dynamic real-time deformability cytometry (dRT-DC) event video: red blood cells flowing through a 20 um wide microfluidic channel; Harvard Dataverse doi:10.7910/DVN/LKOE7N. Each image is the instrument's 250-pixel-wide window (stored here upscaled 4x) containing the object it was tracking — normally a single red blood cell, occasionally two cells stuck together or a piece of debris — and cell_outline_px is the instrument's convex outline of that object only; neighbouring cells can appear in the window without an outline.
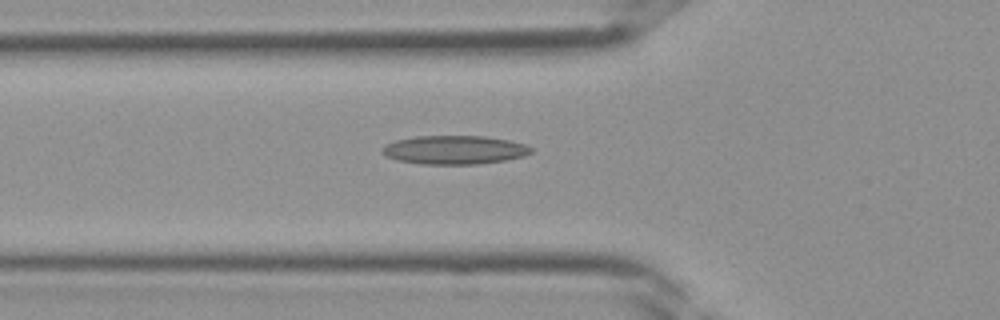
{"species": "Egyptian fruit bat (a non-hibernating species)", "species_latin": "Rousettus aegyptiacus", "temperature_condition": "room temperature", "stored_images_in_passage": 26, "camera_frame_rate_fps": 3000, "um_per_image_px": 0.085, "frame": {"image": 1, "passage_image": 2, "time_ms": 0.333, "image_size_px": [1000, 320], "cell_outline_px": [[532, 152], [524, 156], [504, 160], [476, 164], [420, 164], [396, 160], [380, 152], [380, 148], [384, 144], [396, 140], [416, 136], [484, 136], [508, 140], [524, 144], [532, 148]], "centroid_in_image_um": [38.57, 12.74], "position_along_channel_um": 87.2, "area_um2": 24.91}}
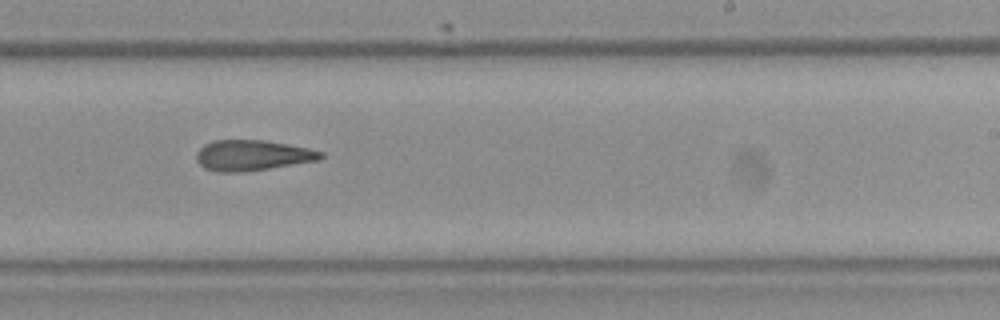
{"frame": {"image": 2, "passage_image": 12, "time_ms": 3.667, "image_size_px": [1000, 320], "cell_outline_px": [[324, 156], [320, 160], [244, 172], [216, 172], [204, 168], [196, 160], [196, 152], [204, 144], [212, 140], [264, 140], [308, 148], [324, 152]], "centroid_in_image_um": [21.43, 13.2], "position_along_channel_um": 267.6, "area_um2": 22.25}}
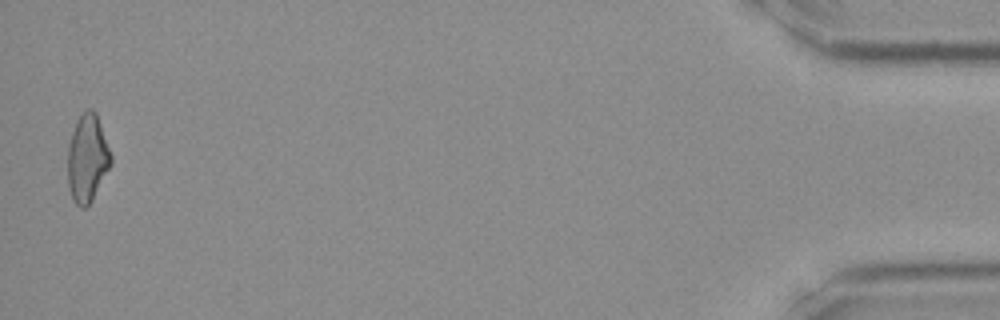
{"frame": {"image": 3, "passage_image": 26, "time_ms": 8.333, "image_size_px": [1000, 320], "cell_outline_px": [[112, 164], [92, 200], [84, 208], [80, 208], [72, 200], [68, 188], [68, 144], [76, 120], [88, 108], [92, 108], [96, 112], [112, 156]], "centroid_in_image_um": [7.42, 13.47], "position_along_channel_um": 427.8, "area_um2": 22.2}}